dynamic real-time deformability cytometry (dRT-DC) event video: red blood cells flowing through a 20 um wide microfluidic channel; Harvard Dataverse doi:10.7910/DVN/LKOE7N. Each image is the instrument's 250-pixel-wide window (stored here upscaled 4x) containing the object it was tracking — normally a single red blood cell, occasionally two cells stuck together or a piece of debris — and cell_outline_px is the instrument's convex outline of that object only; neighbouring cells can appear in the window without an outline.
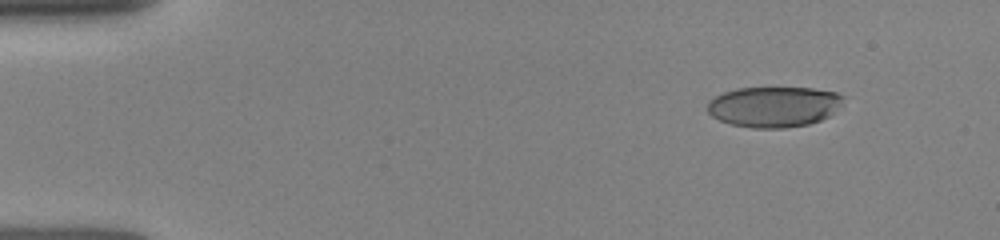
{"species": "human", "species_latin": "Homo sapiens", "temperature_condition": "room temperature", "stored_images_in_passage": 34, "camera_frame_rate_fps": 3000, "um_per_image_px": 0.085, "donor": {"sex": "female"}, "frame": {"image": 1, "passage_image": 3, "time_ms": 1.333, "image_size_px": [1000, 240], "cell_outline_px": [[844, 104], [828, 116], [820, 120], [808, 124], [784, 128], [752, 128], [732, 124], [720, 120], [712, 116], [708, 112], [708, 100], [724, 92], [736, 88], [812, 88], [836, 92], [844, 96]], "centroid_in_image_um": [65.8, 9.06], "position_along_channel_um": 19.2, "area_um2": 32.19}}
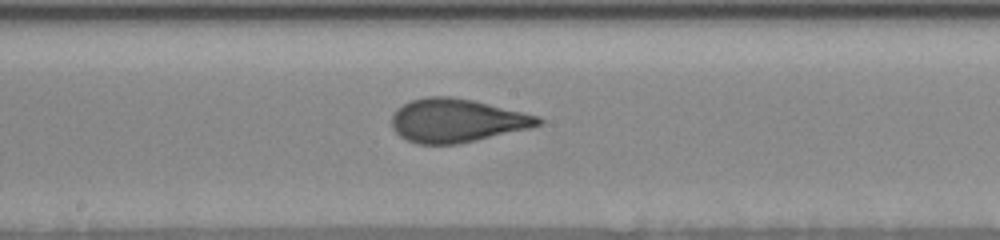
{"frame": {"image": 2, "passage_image": 20, "time_ms": 8.333, "image_size_px": [1000, 240], "cell_outline_px": [[544, 120], [540, 124], [532, 128], [460, 144], [416, 144], [400, 136], [392, 128], [392, 116], [396, 108], [412, 100], [428, 96], [448, 96], [472, 100], [540, 116]], "centroid_in_image_um": [38.84, 10.25], "position_along_channel_um": 209.4, "area_um2": 37.22}}
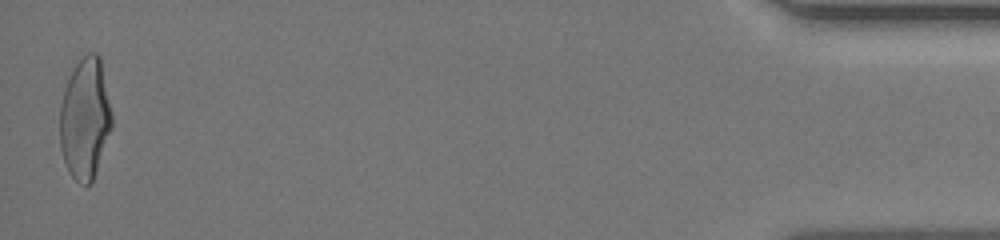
{"frame": {"image": 3, "passage_image": 34, "time_ms": 15.667, "image_size_px": [1000, 240], "cell_outline_px": [[112, 128], [92, 180], [88, 184], [84, 184], [76, 180], [68, 172], [60, 148], [60, 104], [64, 88], [76, 64], [88, 52], [96, 52], [100, 56], [112, 112]], "centroid_in_image_um": [7.23, 10.06], "position_along_channel_um": 428.0, "area_um2": 36.53}}